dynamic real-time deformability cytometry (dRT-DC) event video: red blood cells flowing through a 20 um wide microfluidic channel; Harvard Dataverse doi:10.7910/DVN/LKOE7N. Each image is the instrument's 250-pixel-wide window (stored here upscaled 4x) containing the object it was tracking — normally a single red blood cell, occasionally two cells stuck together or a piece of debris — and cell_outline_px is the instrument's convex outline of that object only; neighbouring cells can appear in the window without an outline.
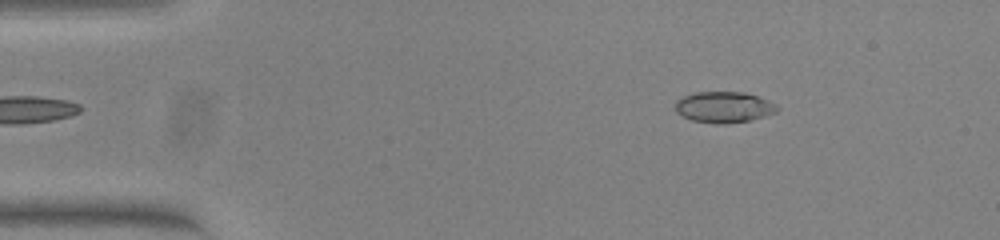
{"species": "common noctule bat (a hibernating species)", "species_latin": "Nyctalus noctula", "temperature_condition": "warm", "stored_images_in_passage": 53, "camera_frame_rate_fps": 3000, "um_per_image_px": 0.085, "animal": {"sex": "female", "body_mass_g": 23.0, "forearm_length_mm": 53.4}, "frame": {"image": 1, "passage_image": 7, "time_ms": 2.0, "image_size_px": [1000, 240], "cell_outline_px": [[780, 108], [776, 112], [752, 120], [728, 124], [716, 124], [692, 120], [676, 112], [676, 100], [684, 96], [696, 92], [744, 92], [768, 100], [776, 104]], "centroid_in_image_um": [61.55, 9.11], "position_along_channel_um": 23.4, "area_um2": 18.44}}
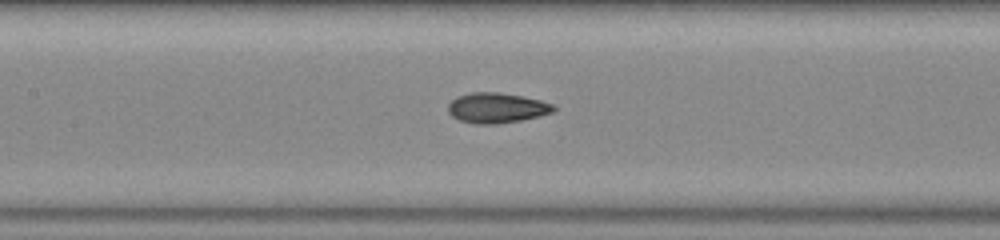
{"frame": {"image": 2, "passage_image": 24, "time_ms": 7.667, "image_size_px": [1000, 240], "cell_outline_px": [[556, 108], [552, 112], [520, 120], [496, 124], [476, 124], [460, 120], [452, 116], [448, 112], [448, 104], [456, 96], [472, 92], [500, 92], [540, 100], [556, 104]], "centroid_in_image_um": [42.2, 9.16], "position_along_channel_um": 165.2, "area_um2": 18.5}}
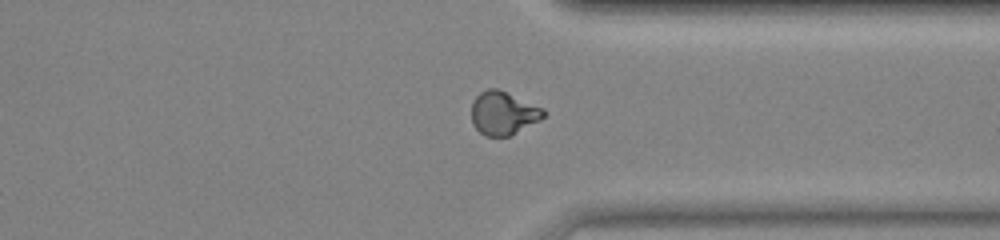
{"frame": {"image": 3, "passage_image": 40, "time_ms": 13.0, "image_size_px": [1000, 240], "cell_outline_px": [[548, 112], [540, 120], [508, 136], [484, 136], [472, 124], [472, 104], [476, 96], [480, 92], [488, 88], [496, 88], [544, 108]], "centroid_in_image_um": [42.78, 9.61], "position_along_channel_um": 368.6, "area_um2": 18.09}, "authors_computed_cell_mechanics": {"area_um2": 18.207, "velocity_mm_per_s": 3.8452, "shape_relaxation_time_tau1_ms": 10.6972, "shape_relaxation_time_tau2_ms": 1.2657, "deformation_change_tau1": 0.2724, "deformation_change_tau2": 0.0612}}